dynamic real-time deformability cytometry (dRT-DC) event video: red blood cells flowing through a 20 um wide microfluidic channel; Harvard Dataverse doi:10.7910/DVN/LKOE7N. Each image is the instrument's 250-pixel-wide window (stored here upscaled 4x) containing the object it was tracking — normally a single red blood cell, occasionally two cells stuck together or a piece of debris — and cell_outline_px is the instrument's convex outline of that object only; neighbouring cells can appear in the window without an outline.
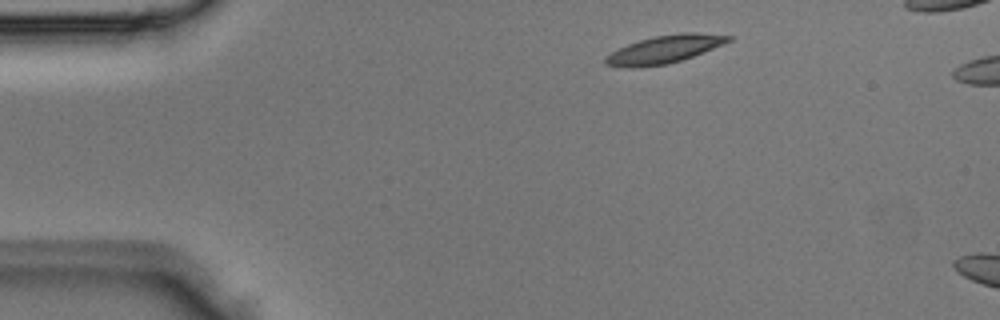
{"species": "Egyptian fruit bat (a non-hibernating species)", "species_latin": "Rousettus aegyptiacus", "temperature_condition": "room temperature", "stored_images_in_passage": 2, "camera_frame_rate_fps": 3000, "um_per_image_px": 0.085, "animal": {"sex": "male"}, "frame": {"image": 1, "passage_image": 1, "time_ms": 0.0, "image_size_px": [1000, 320], "cell_outline_px": [[732, 40], [724, 44], [692, 56], [668, 64], [640, 68], [624, 68], [604, 64], [604, 56], [628, 44], [640, 40], [656, 36], [680, 32], [696, 32], [732, 36]], "centroid_in_image_um": [56.45, 4.2], "position_along_channel_um": 28.6, "area_um2": 20.0}}